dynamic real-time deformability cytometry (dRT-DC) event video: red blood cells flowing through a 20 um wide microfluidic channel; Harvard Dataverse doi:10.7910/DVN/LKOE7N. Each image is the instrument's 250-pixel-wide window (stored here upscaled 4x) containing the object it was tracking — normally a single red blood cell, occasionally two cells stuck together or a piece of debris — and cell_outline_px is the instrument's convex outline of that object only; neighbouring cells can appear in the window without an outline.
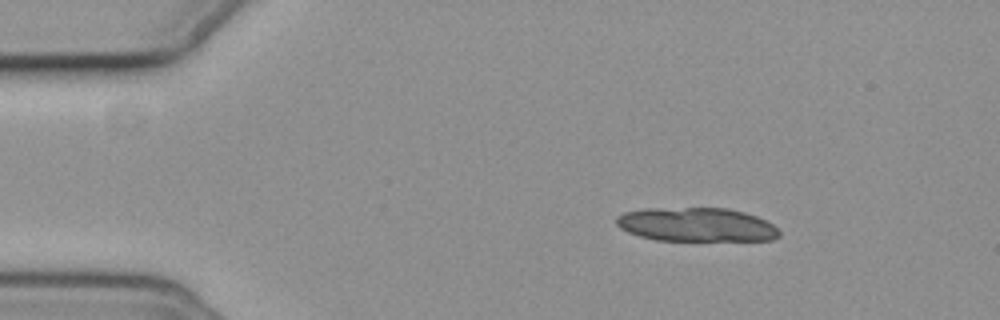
{"species": "common noctule bat (a hibernating species)", "species_latin": "Nyctalus noctula", "temperature_condition": "cold", "stored_images_in_passage": 26, "segment_of_instrument_passage": [1, 2], "camera_frame_rate_fps": 3000, "um_per_image_px": 0.085, "animal": {"sex": "female", "body_mass_g": 19.3, "forearm_length_mm": 54.1}, "frame": {"image": 1, "passage_image": 8, "time_ms": 2.333, "image_size_px": [1000, 320], "cell_outline_px": [[780, 236], [772, 240], [656, 240], [640, 236], [628, 232], [620, 228], [616, 224], [616, 216], [624, 212], [644, 208], [724, 208], [744, 212], [756, 216], [772, 224], [780, 232]], "centroid_in_image_um": [59.16, 19.09], "position_along_channel_um": 25.8, "area_um2": 32.08}}